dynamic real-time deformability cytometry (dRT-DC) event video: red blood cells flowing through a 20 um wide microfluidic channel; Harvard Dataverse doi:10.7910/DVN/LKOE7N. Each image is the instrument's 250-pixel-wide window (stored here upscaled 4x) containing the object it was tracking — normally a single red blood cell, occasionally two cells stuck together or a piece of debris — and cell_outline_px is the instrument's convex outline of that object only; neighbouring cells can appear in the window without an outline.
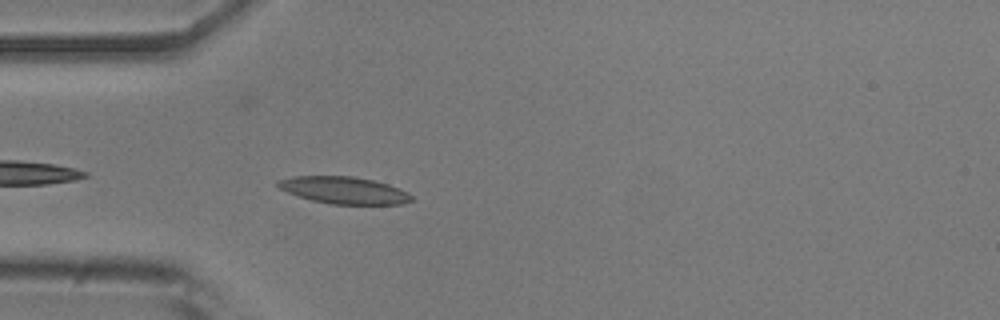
{"species": "common noctule bat (a hibernating species)", "species_latin": "Nyctalus noctula", "temperature_condition": "room temperature", "stored_images_in_passage": 37, "camera_frame_rate_fps": 3000, "um_per_image_px": 0.085, "animal": {"sex": "male", "body_mass_g": 20.5, "forearm_length_mm": 52.5}, "frame": {"image": 1, "passage_image": 3, "time_ms": 0.667, "image_size_px": [1000, 320], "cell_outline_px": [[412, 200], [404, 204], [328, 204], [312, 200], [288, 192], [280, 188], [276, 184], [276, 180], [292, 176], [352, 176], [372, 180], [388, 184], [400, 188], [408, 192], [412, 196]], "centroid_in_image_um": [29.25, 16.17], "position_along_channel_um": 55.8, "area_um2": 21.04}}
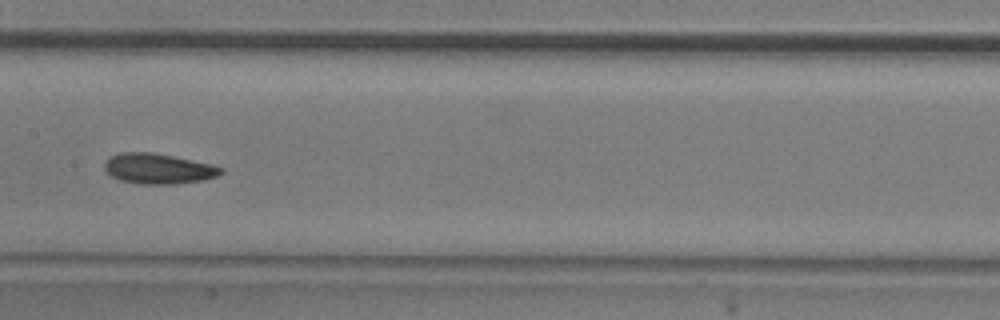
{"frame": {"image": 2, "passage_image": 14, "time_ms": 4.333, "image_size_px": [1000, 320], "cell_outline_px": [[224, 172], [216, 176], [204, 180], [176, 184], [136, 184], [120, 180], [112, 176], [104, 168], [104, 164], [112, 156], [120, 152], [152, 152], [212, 164], [224, 168]], "centroid_in_image_um": [13.48, 14.34], "position_along_channel_um": 193.9, "area_um2": 20.58}}
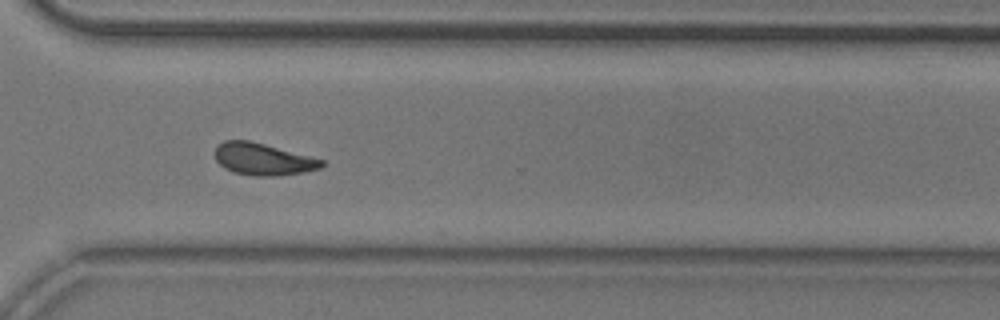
{"frame": {"image": 3, "passage_image": 26, "time_ms": 8.333, "image_size_px": [1000, 320], "cell_outline_px": [[328, 164], [320, 168], [304, 172], [276, 176], [256, 176], [236, 172], [224, 168], [216, 160], [216, 148], [224, 140], [248, 140], [264, 144], [324, 160]], "centroid_in_image_um": [22.39, 13.54], "position_along_channel_um": 348.2, "area_um2": 19.65}, "authors_computed_cell_mechanics": {"area_um2": 19.652, "velocity_mm_per_s": 3.8652, "shape_relaxation_time_tau1_ms": 4.7065, "shape_relaxation_time_tau2_ms": 4.2633, "deformation_change_tau1": 0.1473, "deformation_change_tau2": 0.1258}}